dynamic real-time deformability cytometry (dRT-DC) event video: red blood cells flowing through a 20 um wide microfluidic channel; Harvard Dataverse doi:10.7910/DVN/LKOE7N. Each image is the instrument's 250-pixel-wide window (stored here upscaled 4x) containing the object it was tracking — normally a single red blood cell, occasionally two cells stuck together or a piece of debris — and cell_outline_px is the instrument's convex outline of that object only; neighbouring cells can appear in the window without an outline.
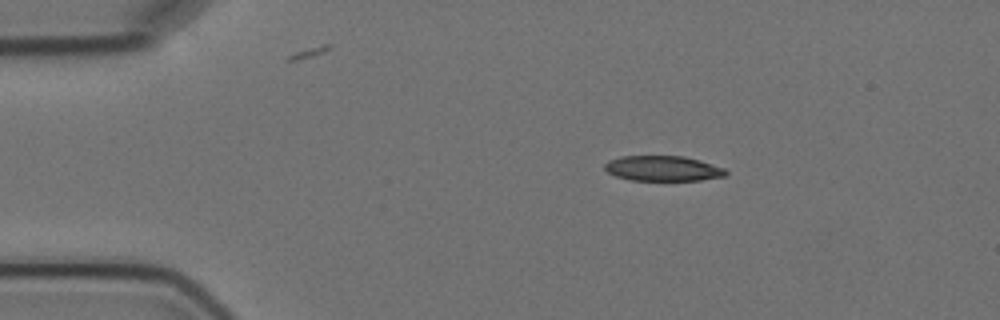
{"species": "Egyptian fruit bat (a non-hibernating species)", "species_latin": "Rousettus aegyptiacus", "temperature_condition": "cold", "stored_images_in_passage": 4, "camera_frame_rate_fps": 3000, "um_per_image_px": 0.085, "animal": {"sex": "female"}, "frame": {"image": 1, "passage_image": 2, "time_ms": 1.333, "image_size_px": [1000, 320], "cell_outline_px": [[728, 172], [724, 176], [700, 180], [632, 180], [616, 176], [608, 172], [604, 168], [604, 164], [608, 160], [620, 156], [684, 156], [700, 160], [724, 168]], "centroid_in_image_um": [56.33, 14.31], "position_along_channel_um": 28.7, "area_um2": 17.74}}
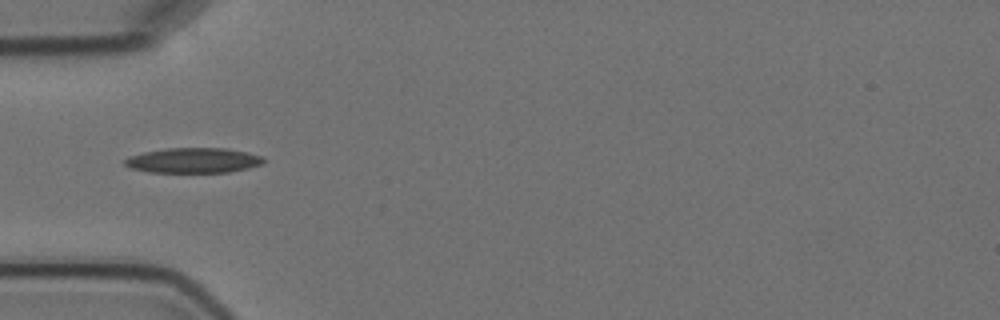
{"frame": {"image": 2, "passage_image": 4, "time_ms": 4.0, "image_size_px": [1000, 320], "cell_outline_px": [[264, 164], [248, 168], [228, 172], [148, 172], [128, 168], [124, 164], [124, 160], [128, 156], [144, 152], [164, 148], [228, 148], [248, 152], [264, 156]], "centroid_in_image_um": [16.44, 13.63], "position_along_channel_um": 68.6, "area_um2": 20.58}}